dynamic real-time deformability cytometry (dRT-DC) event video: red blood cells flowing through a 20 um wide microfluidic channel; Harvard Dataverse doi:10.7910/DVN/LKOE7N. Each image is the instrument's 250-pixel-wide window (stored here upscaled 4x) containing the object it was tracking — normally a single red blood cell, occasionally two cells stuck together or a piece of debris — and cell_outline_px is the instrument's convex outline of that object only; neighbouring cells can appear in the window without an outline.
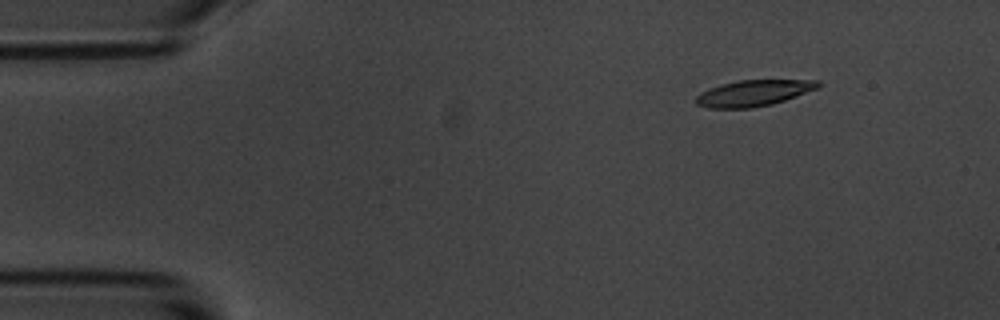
{"species": "common noctule bat (a hibernating species)", "species_latin": "Nyctalus noctula", "temperature_condition": "room temperature", "stored_images_in_passage": 5, "camera_frame_rate_fps": 3000, "um_per_image_px": 0.085, "animal": {"sex": "male", "body_mass_g": 20.1, "forearm_length_mm": 53.5}, "frame": {"image": 1, "passage_image": 2, "time_ms": 1.0, "image_size_px": [1000, 320], "cell_outline_px": [[820, 88], [772, 104], [752, 108], [708, 108], [696, 104], [696, 96], [700, 92], [708, 88], [720, 84], [736, 80], [820, 80]], "centroid_in_image_um": [64.04, 7.9], "position_along_channel_um": 21.0, "area_um2": 18.73}}
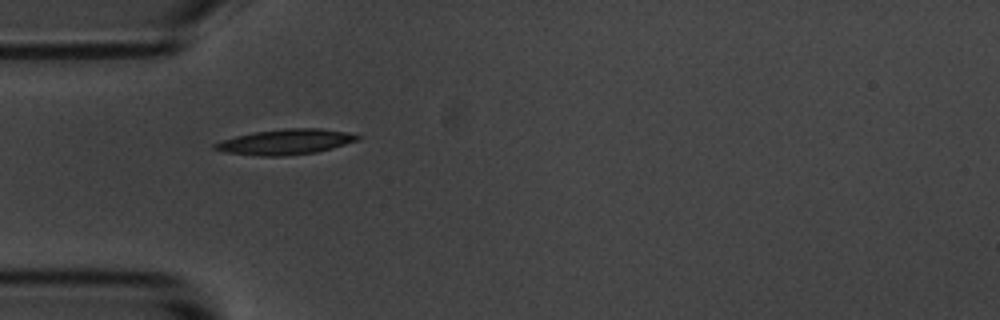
{"frame": {"image": 2, "passage_image": 5, "time_ms": 4.333, "image_size_px": [1000, 320], "cell_outline_px": [[360, 136], [356, 140], [332, 148], [316, 152], [284, 156], [260, 156], [224, 152], [212, 148], [212, 144], [236, 136], [256, 132], [284, 128], [320, 128], [344, 132]], "centroid_in_image_um": [24.22, 12.06], "position_along_channel_um": 60.8, "area_um2": 20.75}}